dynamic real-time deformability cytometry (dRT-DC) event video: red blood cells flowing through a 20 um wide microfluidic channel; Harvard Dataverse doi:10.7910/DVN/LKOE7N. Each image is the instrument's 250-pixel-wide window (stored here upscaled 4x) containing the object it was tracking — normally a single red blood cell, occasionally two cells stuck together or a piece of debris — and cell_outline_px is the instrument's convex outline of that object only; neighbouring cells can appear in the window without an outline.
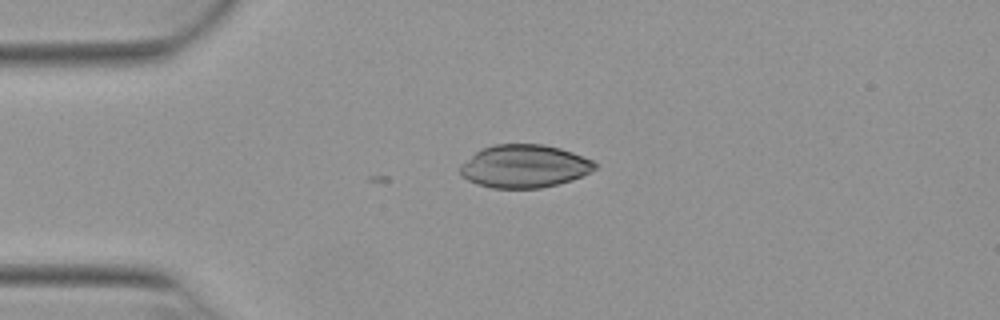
{"species": "Egyptian fruit bat (a non-hibernating species)", "species_latin": "Rousettus aegyptiacus", "temperature_condition": "warm", "stored_images_in_passage": 4, "camera_frame_rate_fps": 3000, "um_per_image_px": 0.085, "animal": {"sex": "female"}, "frame": {"image": 1, "passage_image": 1, "time_ms": 0.0, "image_size_px": [1000, 320], "cell_outline_px": [[596, 168], [572, 180], [540, 188], [492, 188], [468, 180], [460, 176], [460, 164], [476, 152], [484, 148], [496, 144], [544, 144], [560, 148], [572, 152], [592, 160], [596, 164]], "centroid_in_image_um": [44.55, 14.13], "position_along_channel_um": 40.5, "area_um2": 33.47}}